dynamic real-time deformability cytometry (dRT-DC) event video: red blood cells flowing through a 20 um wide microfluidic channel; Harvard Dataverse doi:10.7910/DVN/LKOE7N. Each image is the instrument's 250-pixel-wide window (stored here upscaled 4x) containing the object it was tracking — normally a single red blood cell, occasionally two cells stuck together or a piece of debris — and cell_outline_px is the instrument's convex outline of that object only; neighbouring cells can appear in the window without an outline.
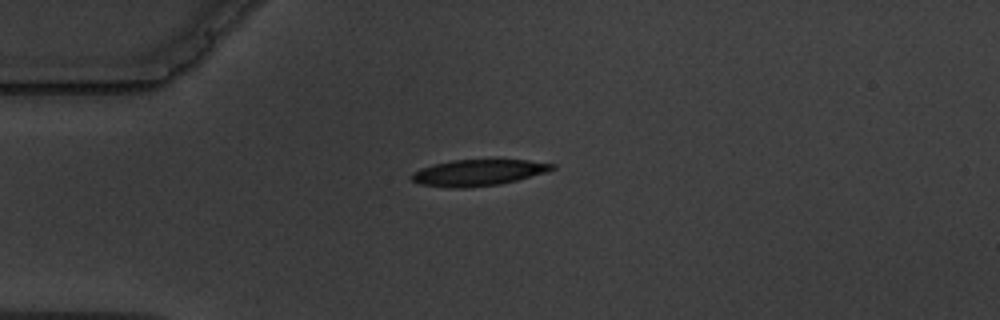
{"species": "common noctule bat (a hibernating species)", "species_latin": "Nyctalus noctula", "temperature_condition": "warm", "stored_images_in_passage": 10, "camera_frame_rate_fps": 3000, "um_per_image_px": 0.085, "animal": {"sex": "male", "body_mass_g": 19.5, "forearm_length_mm": 54.6}, "frame": {"image": 1, "passage_image": 1, "time_ms": 0.0, "image_size_px": [1000, 320], "cell_outline_px": [[556, 168], [544, 172], [516, 180], [500, 184], [464, 188], [452, 188], [420, 184], [412, 180], [408, 176], [412, 172], [420, 168], [452, 160], [528, 160], [556, 164]], "centroid_in_image_um": [40.6, 14.67], "position_along_channel_um": 44.4, "area_um2": 21.33}}
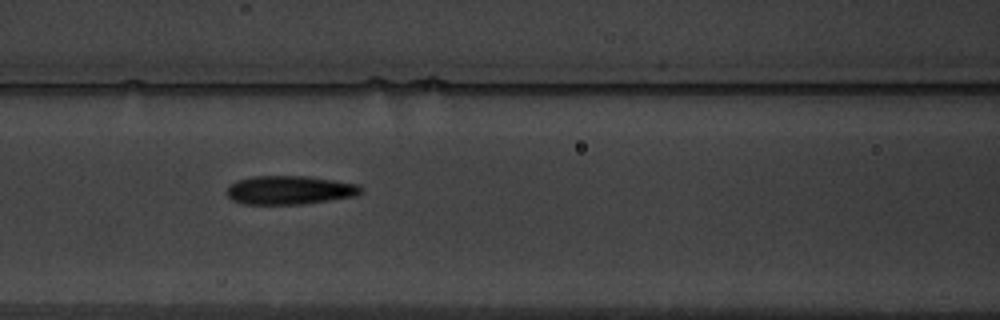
{"frame": {"image": 2, "passage_image": 4, "time_ms": 3.333, "image_size_px": [1000, 320], "cell_outline_px": [[364, 192], [356, 196], [304, 204], [244, 204], [232, 200], [224, 192], [228, 184], [236, 180], [252, 176], [308, 176], [360, 184], [364, 188]], "centroid_in_image_um": [24.62, 16.15], "position_along_channel_um": 142.0, "area_um2": 22.89}}
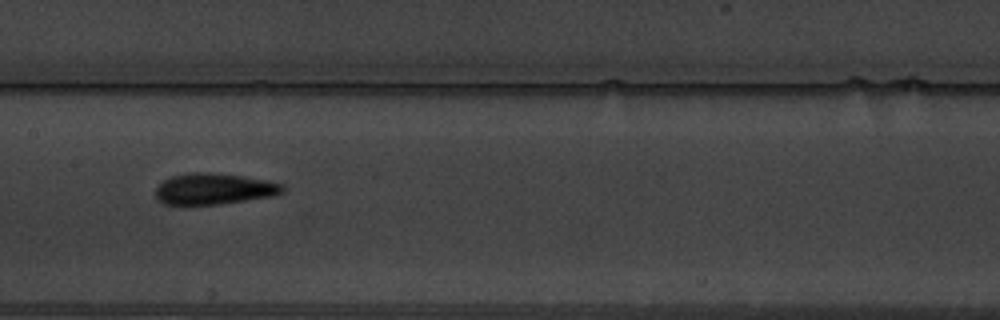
{"frame": {"image": 3, "passage_image": 5, "time_ms": 4.667, "image_size_px": [1000, 320], "cell_outline_px": [[284, 192], [272, 196], [220, 204], [164, 204], [156, 200], [156, 188], [164, 180], [172, 176], [188, 172], [212, 172], [268, 180], [284, 184]], "centroid_in_image_um": [18.19, 16.05], "position_along_channel_um": 189.2, "area_um2": 23.06}, "authors_computed_cell_mechanics": {"area_um2": 22.6287, "velocity_mm_per_s": 3.5524, "shape_relaxation_time_tau1_ms": 3.443, "shape_relaxation_time_tau2_ms": 2.476, "deformation_change_tau1": 0.1268, "deformation_change_tau2": 0.0941}}